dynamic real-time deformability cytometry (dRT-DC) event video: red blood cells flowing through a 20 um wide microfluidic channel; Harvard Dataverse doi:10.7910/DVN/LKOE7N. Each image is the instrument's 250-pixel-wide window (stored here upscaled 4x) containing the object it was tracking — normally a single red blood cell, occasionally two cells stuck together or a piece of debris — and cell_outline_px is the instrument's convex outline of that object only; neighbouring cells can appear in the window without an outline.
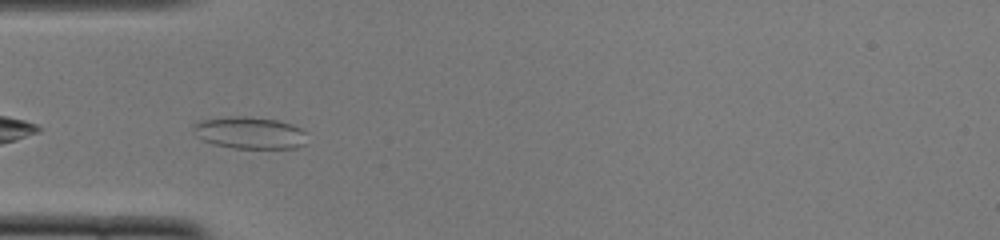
{"species": "common noctule bat (a hibernating species)", "species_latin": "Nyctalus noctula", "temperature_condition": "cold", "stored_images_in_passage": 35, "camera_frame_rate_fps": 3000, "um_per_image_px": 0.085, "animal": {"sex": "female", "body_mass_g": 22.0, "forearm_length_mm": 56.7}, "frame": {"image": 1, "passage_image": 2, "time_ms": 0.333, "image_size_px": [1000, 240], "cell_outline_px": [[308, 132], [304, 144], [296, 148], [232, 148], [212, 144], [200, 140], [192, 132], [192, 128], [200, 120], [228, 116], [248, 116], [276, 120], [292, 124]], "centroid_in_image_um": [21.2, 11.29], "position_along_channel_um": 63.8, "area_um2": 21.56}}
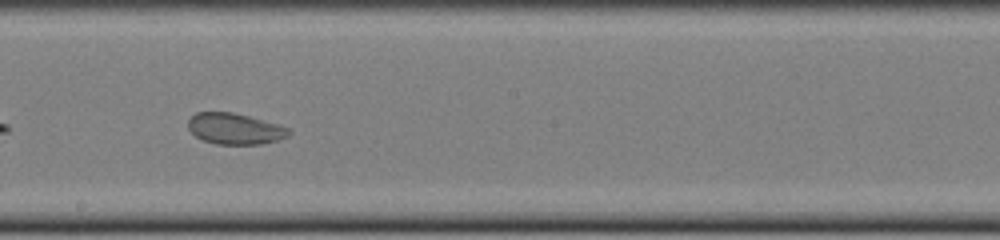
{"frame": {"image": 2, "passage_image": 15, "time_ms": 4.667, "image_size_px": [1000, 240], "cell_outline_px": [[292, 132], [288, 136], [276, 140], [260, 144], [216, 144], [204, 140], [196, 136], [188, 128], [188, 120], [196, 112], [232, 112], [248, 116], [276, 124], [288, 128]], "centroid_in_image_um": [19.94, 10.94], "position_along_channel_um": 228.3, "area_um2": 17.98}}
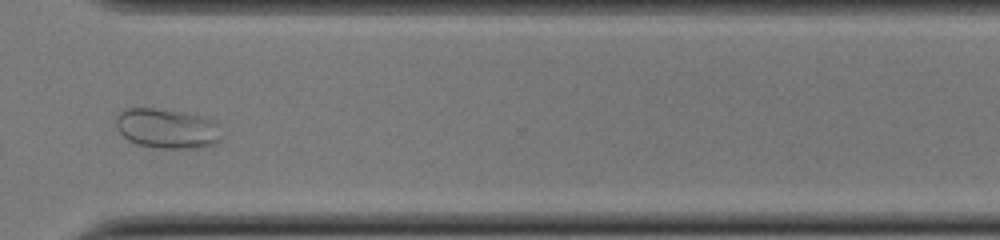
{"frame": {"image": 3, "passage_image": 25, "time_ms": 8.0, "image_size_px": [1000, 240], "cell_outline_px": [[220, 140], [216, 144], [200, 148], [152, 148], [136, 144], [128, 140], [116, 128], [116, 116], [120, 112], [128, 108], [152, 108], [184, 112], [200, 116], [212, 120], [220, 124]], "centroid_in_image_um": [14.21, 10.94], "position_along_channel_um": 356.4, "area_um2": 24.74}}